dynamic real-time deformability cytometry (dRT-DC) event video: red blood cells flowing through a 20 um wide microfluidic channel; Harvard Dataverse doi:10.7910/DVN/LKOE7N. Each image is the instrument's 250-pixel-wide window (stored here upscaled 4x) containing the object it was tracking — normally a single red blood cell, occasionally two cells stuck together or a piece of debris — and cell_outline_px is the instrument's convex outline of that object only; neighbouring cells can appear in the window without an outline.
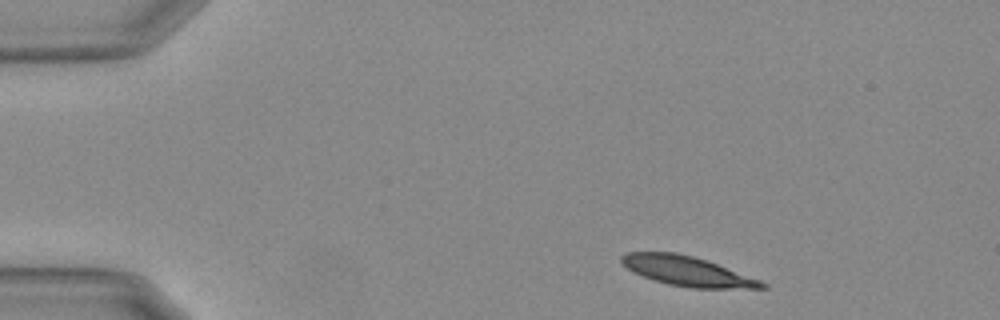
{"species": "Egyptian fruit bat (a non-hibernating species)", "species_latin": "Rousettus aegyptiacus", "temperature_condition": "warm", "stored_images_in_passage": 48, "camera_frame_rate_fps": 3000, "um_per_image_px": 0.085, "animal": {"sex": "female"}, "frame": {"image": 1, "passage_image": 1, "time_ms": 0.0, "image_size_px": [1000, 320], "cell_outline_px": [[768, 288], [692, 288], [668, 284], [652, 280], [632, 272], [620, 260], [620, 256], [628, 252], [676, 252], [708, 260], [760, 280], [768, 284]], "centroid_in_image_um": [58.41, 23.04], "position_along_channel_um": 26.6, "area_um2": 24.28}}
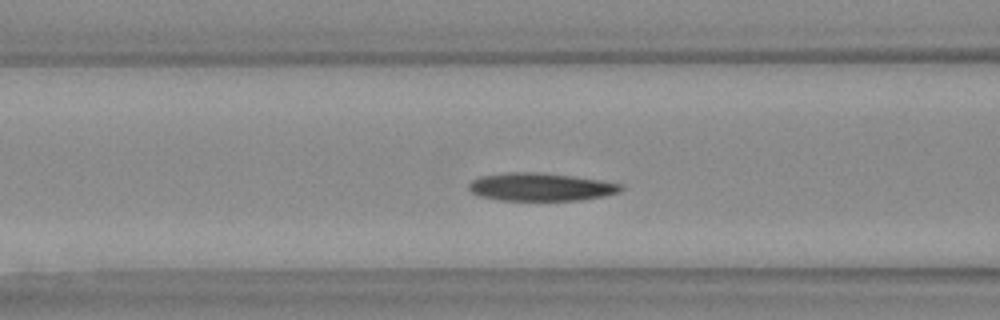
{"frame": {"image": 2, "passage_image": 15, "time_ms": 4.667, "image_size_px": [1000, 320], "cell_outline_px": [[624, 188], [620, 192], [604, 196], [580, 200], [500, 200], [476, 196], [468, 188], [468, 184], [472, 180], [480, 176], [508, 172], [540, 172], [572, 176], [600, 180], [620, 184]], "centroid_in_image_um": [45.92, 15.89], "position_along_channel_um": 120.7, "area_um2": 24.85}}
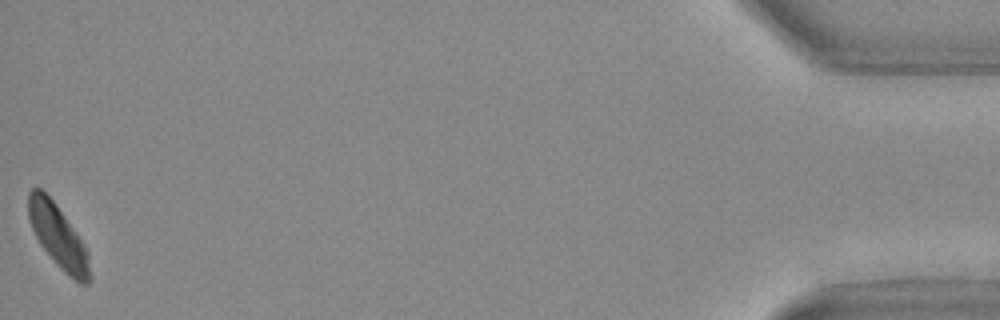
{"frame": {"image": 3, "passage_image": 48, "time_ms": 15.667, "image_size_px": [1000, 320], "cell_outline_px": [[92, 280], [88, 284], [80, 284], [68, 276], [56, 264], [40, 244], [32, 228], [28, 216], [28, 192], [32, 188], [40, 188], [56, 204], [88, 248]], "centroid_in_image_um": [4.99, 20.14], "position_along_channel_um": 430.2, "area_um2": 22.77}, "authors_computed_cell_mechanics": {"area_um2": 25.2008, "velocity_mm_per_s": 3.668, "shape_relaxation_time_tau1_ms": 7.6701, "shape_relaxation_time_tau2_ms": null, "deformation_change_tau1": 0.1894, "deformation_change_tau2": null}}